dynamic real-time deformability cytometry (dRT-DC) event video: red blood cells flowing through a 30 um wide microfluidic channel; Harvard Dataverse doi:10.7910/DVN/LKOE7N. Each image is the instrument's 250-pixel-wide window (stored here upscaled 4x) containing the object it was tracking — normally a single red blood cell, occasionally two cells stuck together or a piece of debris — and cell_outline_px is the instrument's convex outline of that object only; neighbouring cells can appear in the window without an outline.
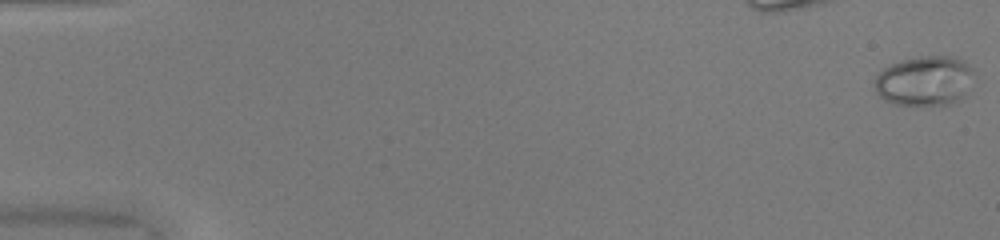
{"species": "common noctule bat (a hibernating species)", "species_latin": "Nyctalus noctula", "temperature_condition": "warm", "stored_images_in_passage": 51, "camera_frame_rate_fps": 3000, "um_per_image_px": 0.085, "animal": {"sex": "female", "body_mass_g": 20.0, "forearm_length_mm": 54.0}, "frame": {"image": 1, "passage_image": 1, "time_ms": 0.0, "image_size_px": [1000, 240], "cell_outline_px": [[972, 72], [968, 96], [952, 104], [892, 104], [884, 100], [876, 92], [872, 80], [884, 68], [900, 60], [920, 56], [952, 56], [964, 60], [972, 68]], "centroid_in_image_um": [78.59, 6.87], "position_along_channel_um": 6.4, "area_um2": 29.13}}
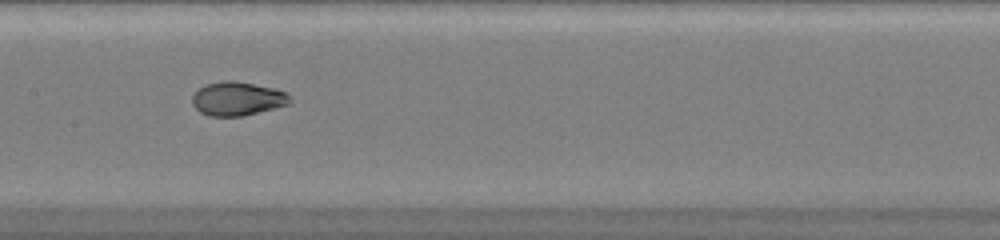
{"frame": {"image": 2, "passage_image": 27, "time_ms": 8.667, "image_size_px": [1000, 240], "cell_outline_px": [[292, 100], [288, 104], [240, 116], [212, 116], [200, 112], [192, 104], [192, 96], [200, 88], [208, 84], [224, 80], [236, 80], [276, 88], [288, 92]], "centroid_in_image_um": [20.2, 8.37], "position_along_channel_um": 187.2, "area_um2": 19.13}}
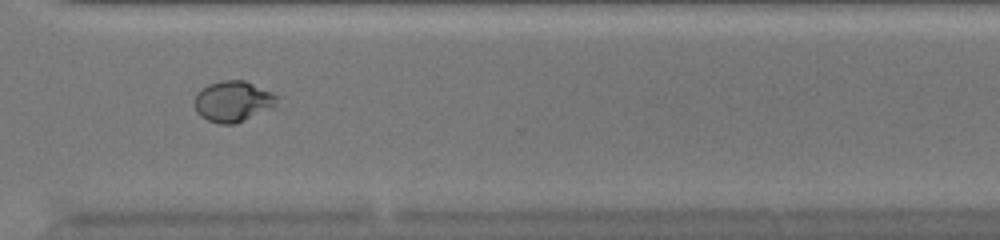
{"frame": {"image": 3, "passage_image": 39, "time_ms": 12.667, "image_size_px": [1000, 240], "cell_outline_px": [[280, 96], [276, 108], [236, 124], [220, 124], [208, 120], [200, 116], [196, 112], [192, 104], [196, 96], [208, 84], [220, 80], [244, 80], [272, 92]], "centroid_in_image_um": [19.86, 8.64], "position_along_channel_um": 350.7, "area_um2": 20.11}, "authors_computed_cell_mechanics": {"area_um2": 20.4034, "velocity_mm_per_s": 4.0931, "shape_relaxation_time_tau1_ms": 8.2419, "shape_relaxation_time_tau2_ms": null, "deformation_change_tau1": 0.3001, "deformation_change_tau2": null}}